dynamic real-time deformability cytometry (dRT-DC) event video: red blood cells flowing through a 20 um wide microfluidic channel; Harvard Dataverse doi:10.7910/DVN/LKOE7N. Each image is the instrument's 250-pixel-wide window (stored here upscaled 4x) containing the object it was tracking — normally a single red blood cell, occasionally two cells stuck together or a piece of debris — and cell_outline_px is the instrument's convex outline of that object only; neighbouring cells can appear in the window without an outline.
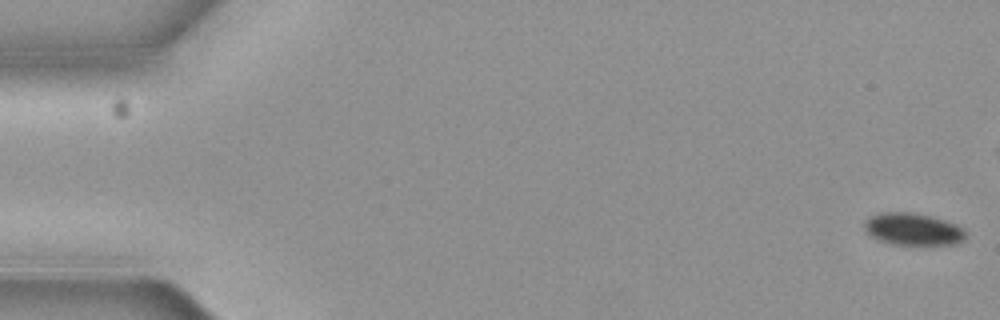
{"species": "common noctule bat (a hibernating species)", "species_latin": "Nyctalus noctula", "temperature_condition": "cold", "stored_images_in_passage": 8, "segment_of_instrument_passage": [1, 2], "camera_frame_rate_fps": 3000, "um_per_image_px": 0.085, "animal": {"sex": "female", "body_mass_g": 19.3, "forearm_length_mm": 54.1}, "frame": {"image": 1, "passage_image": 1, "time_ms": 0.0, "image_size_px": [1000, 320], "cell_outline_px": [[964, 240], [956, 244], [892, 244], [880, 240], [872, 236], [864, 228], [864, 224], [876, 212], [912, 212], [932, 216], [956, 224], [964, 228]], "centroid_in_image_um": [77.62, 19.46], "position_along_channel_um": 7.4, "area_um2": 18.79}}
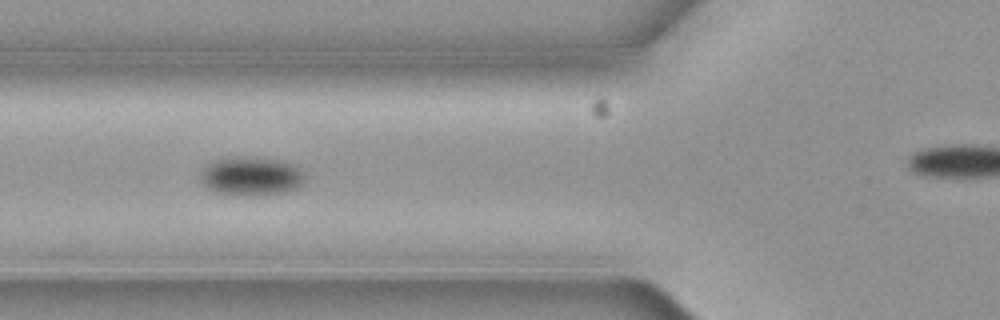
{"frame": {"image": 2, "passage_image": 7, "time_ms": 2.0, "image_size_px": [1000, 320], "cell_outline_px": [[304, 184], [300, 188], [288, 192], [252, 196], [236, 196], [216, 192], [200, 184], [200, 172], [212, 160], [224, 156], [236, 156], [280, 160], [292, 164], [300, 168], [304, 176]], "centroid_in_image_um": [21.33, 14.99], "position_along_channel_um": 104.5, "area_um2": 24.28}}